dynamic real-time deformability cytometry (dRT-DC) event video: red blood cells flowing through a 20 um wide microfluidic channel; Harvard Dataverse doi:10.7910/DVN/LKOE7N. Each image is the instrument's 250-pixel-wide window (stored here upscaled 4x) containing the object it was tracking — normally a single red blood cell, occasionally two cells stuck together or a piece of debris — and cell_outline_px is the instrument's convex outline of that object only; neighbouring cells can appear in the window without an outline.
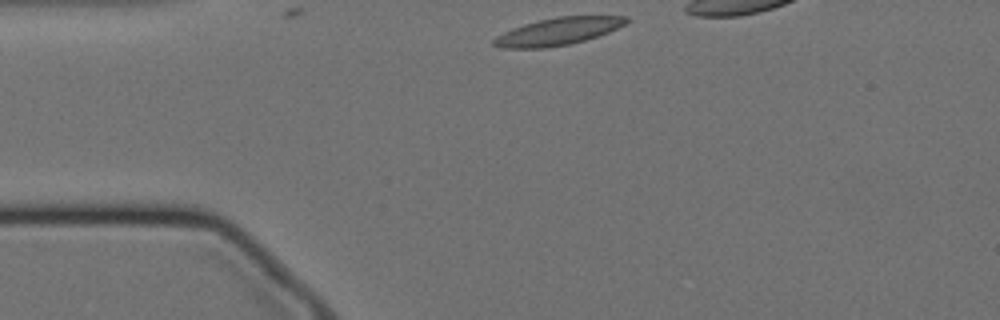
{"species": "Egyptian fruit bat (a non-hibernating species)", "species_latin": "Rousettus aegyptiacus", "temperature_condition": "cold", "stored_images_in_passage": 4, "camera_frame_rate_fps": 3000, "um_per_image_px": 0.085, "animal": {"sex": "female"}, "frame": {"image": 1, "passage_image": 1, "time_ms": 0.0, "image_size_px": [1000, 320], "cell_outline_px": [[628, 20], [624, 24], [608, 32], [584, 40], [568, 44], [544, 48], [500, 48], [492, 44], [492, 40], [496, 36], [512, 28], [524, 24], [556, 16], [628, 16]], "centroid_in_image_um": [47.38, 2.67], "position_along_channel_um": 37.6, "area_um2": 20.87}}